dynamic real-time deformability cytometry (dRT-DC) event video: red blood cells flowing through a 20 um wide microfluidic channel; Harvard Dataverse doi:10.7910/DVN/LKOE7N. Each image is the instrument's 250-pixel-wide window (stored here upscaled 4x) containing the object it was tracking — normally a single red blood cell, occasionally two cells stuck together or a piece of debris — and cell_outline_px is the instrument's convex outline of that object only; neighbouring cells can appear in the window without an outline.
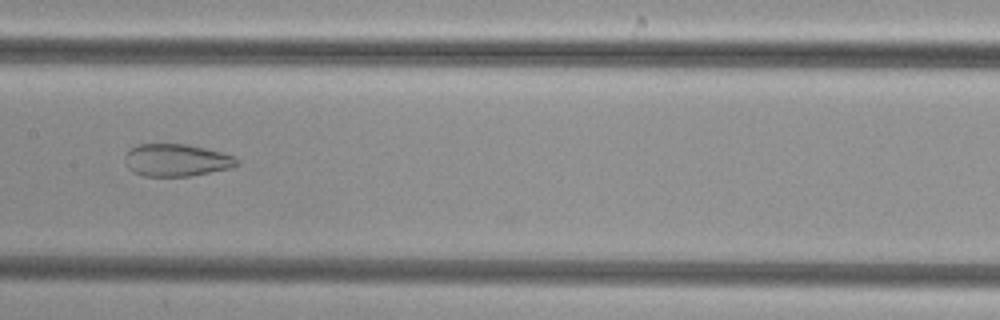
{"species": "common noctule bat (a hibernating species)", "species_latin": "Nyctalus noctula", "temperature_condition": "cold", "stored_images_in_passage": 30, "camera_frame_rate_fps": 3000, "um_per_image_px": 0.085, "animal": {"sex": "female", "body_mass_g": 29.2, "forearm_length_mm": 56.3}, "frame": {"image": 1, "passage_image": 10, "time_ms": 3.0, "image_size_px": [1000, 320], "cell_outline_px": [[240, 164], [232, 168], [188, 176], [144, 176], [132, 172], [128, 168], [124, 160], [124, 156], [136, 144], [188, 144], [236, 156]], "centroid_in_image_um": [15.0, 13.61], "position_along_channel_um": 192.4, "area_um2": 21.21}}
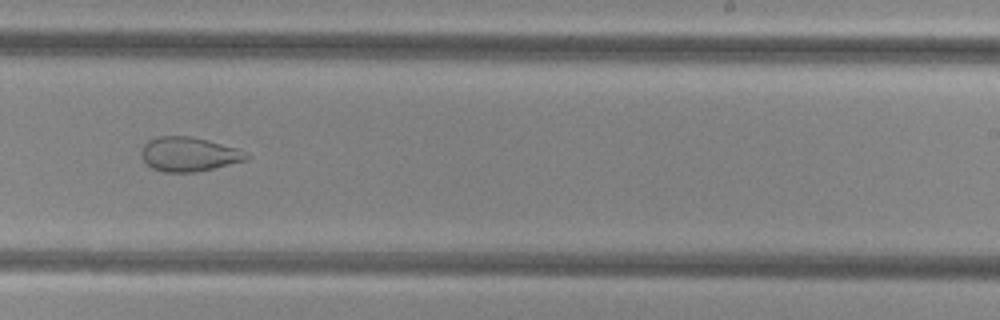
{"frame": {"image": 2, "passage_image": 16, "time_ms": 5.0, "image_size_px": [1000, 320], "cell_outline_px": [[252, 156], [248, 160], [196, 172], [164, 172], [152, 168], [144, 160], [140, 152], [144, 144], [148, 140], [156, 136], [188, 136], [208, 140], [236, 148], [248, 152]], "centroid_in_image_um": [16.08, 13.11], "position_along_channel_um": 272.9, "area_um2": 21.1}}
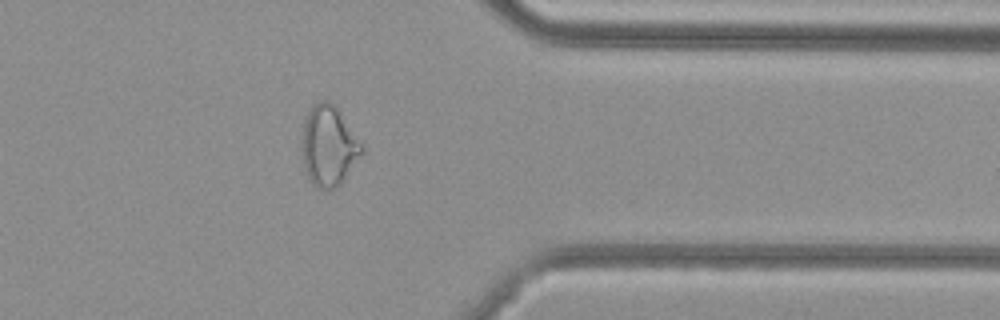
{"frame": {"image": 3, "passage_image": 25, "time_ms": 8.0, "image_size_px": [1000, 320], "cell_outline_px": [[364, 152], [344, 180], [336, 188], [328, 192], [316, 188], [312, 184], [308, 176], [300, 156], [300, 148], [304, 116], [312, 104], [320, 100], [328, 100], [336, 104], [364, 148]], "centroid_in_image_um": [27.9, 12.4], "position_along_channel_um": 383.5, "area_um2": 29.02}}